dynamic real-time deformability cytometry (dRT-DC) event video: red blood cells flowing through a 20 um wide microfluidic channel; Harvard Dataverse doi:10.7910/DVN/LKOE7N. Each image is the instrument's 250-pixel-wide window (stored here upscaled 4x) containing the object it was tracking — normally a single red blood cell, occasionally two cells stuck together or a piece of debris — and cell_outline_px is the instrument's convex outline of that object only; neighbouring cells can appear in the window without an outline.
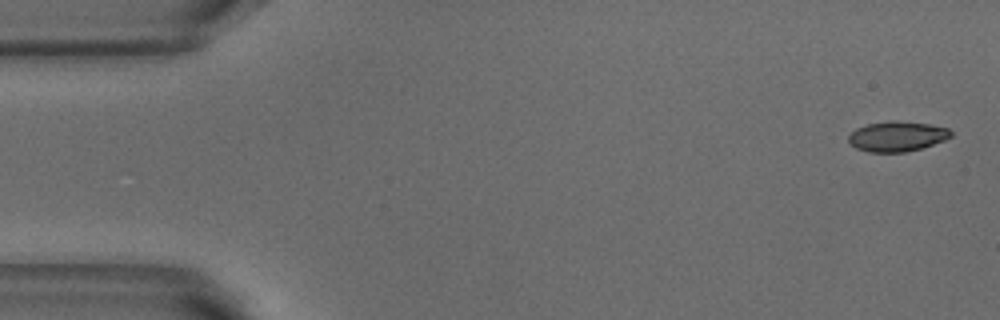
{"species": "common noctule bat (a hibernating species)", "species_latin": "Nyctalus noctula", "temperature_condition": "warm", "stored_images_in_passage": 5, "camera_frame_rate_fps": 3000, "um_per_image_px": 0.085, "animal": {"sex": "male", "body_mass_g": 18.8}, "frame": {"image": 1, "passage_image": 1, "time_ms": 0.0, "image_size_px": [1000, 320], "cell_outline_px": [[952, 136], [944, 140], [920, 148], [904, 152], [868, 152], [856, 148], [848, 140], [848, 136], [856, 128], [868, 124], [888, 120], [896, 120], [928, 124], [948, 128], [952, 132]], "centroid_in_image_um": [76.24, 11.58], "position_along_channel_um": 8.8, "area_um2": 17.86}}
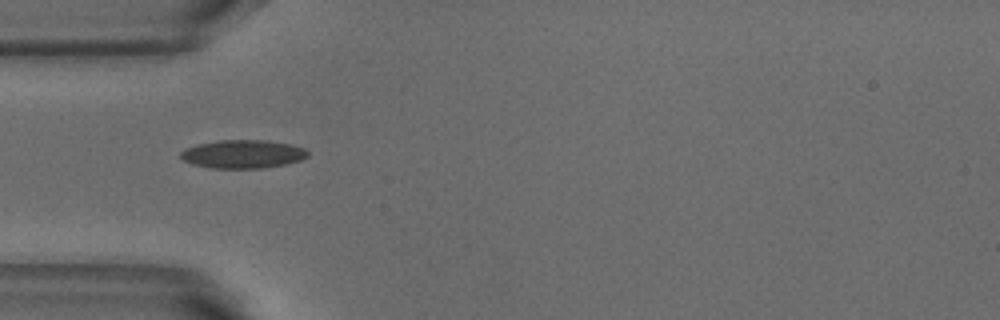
{"frame": {"image": 2, "passage_image": 5, "time_ms": 1.333, "image_size_px": [1000, 320], "cell_outline_px": [[308, 156], [300, 160], [284, 164], [260, 168], [208, 168], [192, 164], [184, 160], [180, 156], [180, 152], [184, 148], [196, 144], [220, 140], [268, 140], [292, 144], [304, 148], [308, 152]], "centroid_in_image_um": [20.61, 13.09], "position_along_channel_um": 64.4, "area_um2": 21.1}}